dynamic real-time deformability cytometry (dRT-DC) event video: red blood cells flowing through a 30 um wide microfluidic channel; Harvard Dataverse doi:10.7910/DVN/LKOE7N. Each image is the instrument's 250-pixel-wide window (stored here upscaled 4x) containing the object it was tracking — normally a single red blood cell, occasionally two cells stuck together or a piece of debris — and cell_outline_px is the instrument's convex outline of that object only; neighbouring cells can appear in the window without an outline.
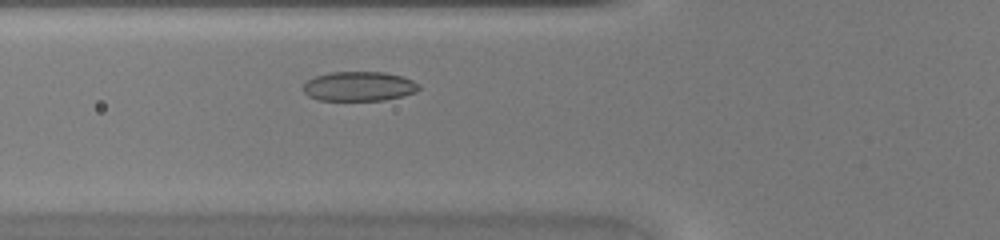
{"species": "common noctule bat (a hibernating species)", "species_latin": "Nyctalus noctula", "temperature_condition": "warm", "stored_images_in_passage": 36, "camera_frame_rate_fps": 3000, "um_per_image_px": 0.085, "animal": {"sex": "female", "body_mass_g": 20.0, "forearm_length_mm": 54.0}, "frame": {"image": 1, "passage_image": 7, "time_ms": 2.0, "image_size_px": [1000, 240], "cell_outline_px": [[420, 88], [416, 92], [404, 96], [384, 100], [320, 100], [308, 96], [304, 92], [304, 84], [308, 80], [316, 76], [332, 72], [384, 72], [404, 76], [420, 84]], "centroid_in_image_um": [30.57, 7.34], "position_along_channel_um": 95.2, "area_um2": 19.94}}
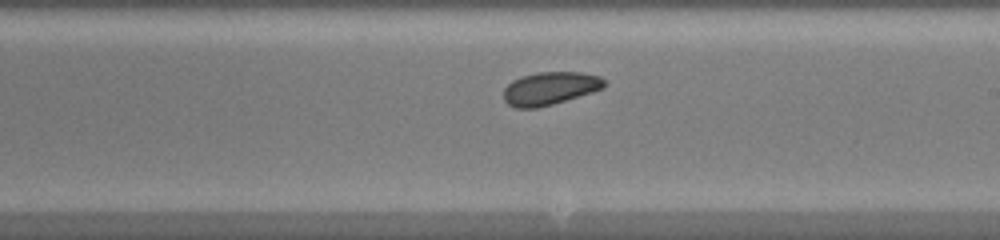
{"frame": {"image": 2, "passage_image": 17, "time_ms": 5.333, "image_size_px": [1000, 240], "cell_outline_px": [[604, 88], [592, 92], [552, 104], [536, 108], [516, 108], [508, 104], [504, 100], [504, 88], [512, 80], [524, 76], [540, 72], [580, 72], [600, 76], [604, 80]], "centroid_in_image_um": [46.73, 7.51], "position_along_channel_um": 242.3, "area_um2": 19.13}}
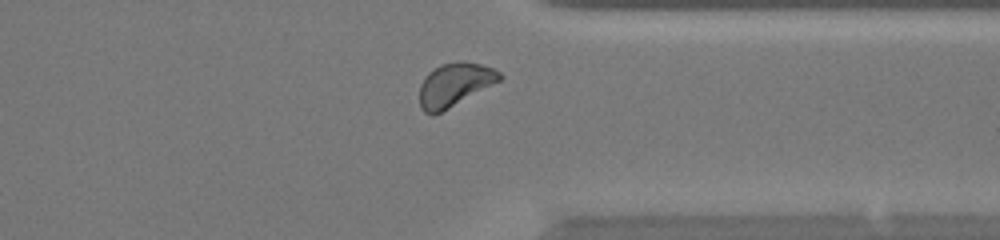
{"frame": {"image": 3, "passage_image": 26, "time_ms": 8.333, "image_size_px": [1000, 240], "cell_outline_px": [[504, 76], [500, 80], [448, 108], [432, 116], [424, 112], [420, 108], [420, 84], [424, 76], [428, 72], [440, 64], [460, 60], [464, 60], [480, 64], [492, 68], [500, 72]], "centroid_in_image_um": [38.6, 7.17], "position_along_channel_um": 372.8, "area_um2": 20.17}}